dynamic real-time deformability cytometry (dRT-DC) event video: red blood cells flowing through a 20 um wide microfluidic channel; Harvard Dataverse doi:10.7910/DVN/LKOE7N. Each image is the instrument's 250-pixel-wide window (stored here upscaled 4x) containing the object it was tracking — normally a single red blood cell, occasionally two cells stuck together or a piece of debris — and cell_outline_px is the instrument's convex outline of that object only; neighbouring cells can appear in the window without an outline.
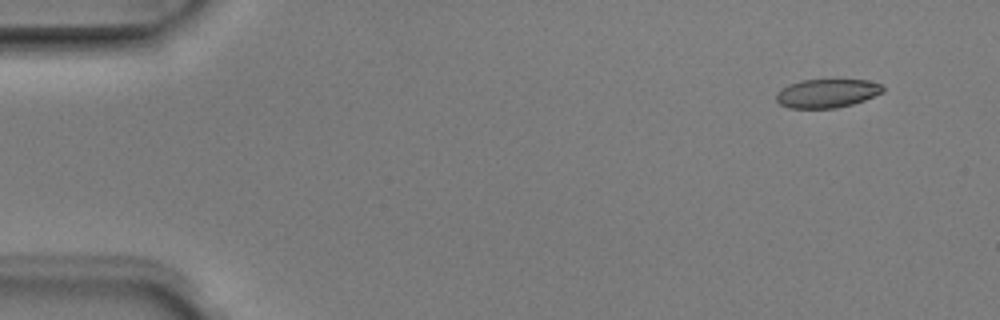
{"species": "Egyptian fruit bat (a non-hibernating species)", "species_latin": "Rousettus aegyptiacus", "temperature_condition": "room temperature", "stored_images_in_passage": 4, "camera_frame_rate_fps": 3000, "um_per_image_px": 0.085, "animal": {"sex": "male"}, "frame": {"image": 1, "passage_image": 1, "time_ms": 0.0, "image_size_px": [1000, 320], "cell_outline_px": [[884, 92], [864, 100], [852, 104], [836, 108], [788, 108], [780, 104], [776, 100], [776, 92], [788, 84], [800, 80], [868, 80], [884, 84]], "centroid_in_image_um": [70.3, 7.93], "position_along_channel_um": 14.7, "area_um2": 17.98}}
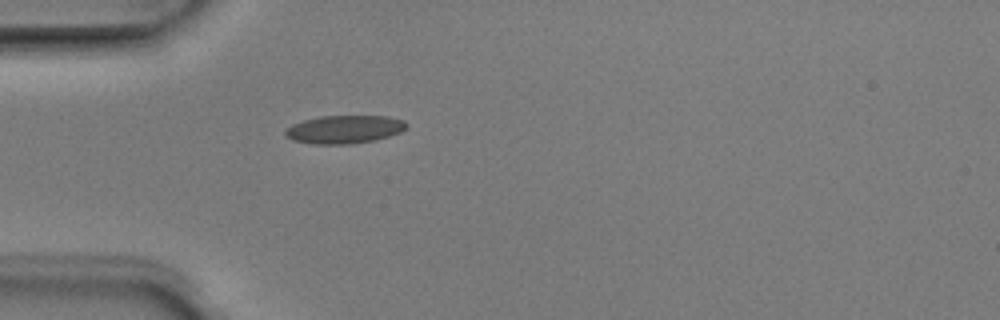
{"frame": {"image": 2, "passage_image": 4, "time_ms": 1.0, "image_size_px": [1000, 320], "cell_outline_px": [[408, 124], [400, 132], [376, 140], [348, 144], [312, 144], [292, 140], [284, 136], [284, 132], [292, 124], [304, 120], [320, 116], [388, 116], [404, 120]], "centroid_in_image_um": [29.25, 11.0], "position_along_channel_um": 55.8, "area_um2": 19.88}}